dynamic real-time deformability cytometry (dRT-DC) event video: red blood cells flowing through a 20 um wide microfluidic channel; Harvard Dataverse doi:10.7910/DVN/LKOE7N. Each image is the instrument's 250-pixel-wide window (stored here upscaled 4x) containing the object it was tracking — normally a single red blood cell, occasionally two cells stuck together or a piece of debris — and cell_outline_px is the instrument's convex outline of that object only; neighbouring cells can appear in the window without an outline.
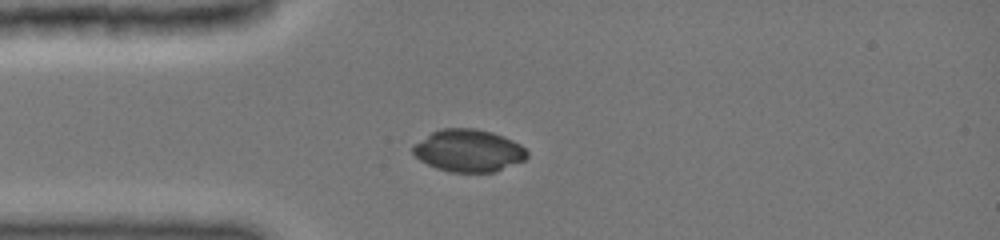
{"species": "common noctule bat (a hibernating species)", "species_latin": "Nyctalus noctula", "temperature_condition": "cold", "stored_images_in_passage": 6, "camera_frame_rate_fps": 3000, "um_per_image_px": 0.085, "animal": {"sex": "female", "body_mass_g": 19.0, "forearm_length_mm": 51.5}, "frame": {"image": 1, "passage_image": 1, "time_ms": 0.0, "image_size_px": [1000, 240], "cell_outline_px": [[528, 156], [524, 160], [496, 172], [452, 172], [436, 168], [420, 160], [412, 152], [412, 144], [432, 132], [440, 128], [472, 128], [492, 132], [504, 136], [520, 144], [528, 152]], "centroid_in_image_um": [39.81, 12.8], "position_along_channel_um": 45.2, "area_um2": 28.26}}
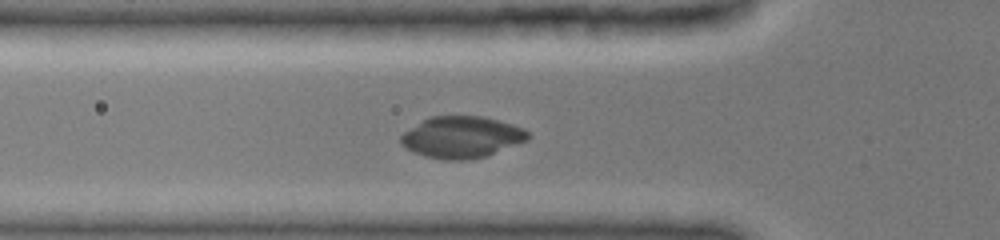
{"frame": {"image": 2, "passage_image": 3, "time_ms": 1.333, "image_size_px": [1000, 240], "cell_outline_px": [[532, 136], [528, 140], [488, 156], [468, 160], [444, 160], [424, 156], [400, 144], [400, 136], [404, 132], [424, 120], [432, 116], [480, 116], [512, 124], [524, 128]], "centroid_in_image_um": [39.28, 11.67], "position_along_channel_um": 86.5, "area_um2": 30.75}}
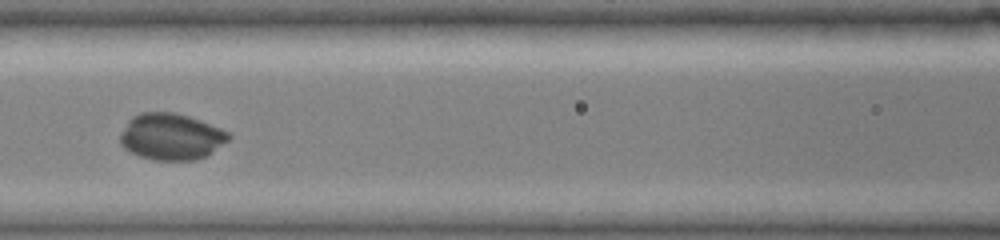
{"frame": {"image": 3, "passage_image": 5, "time_ms": 3.0, "image_size_px": [1000, 240], "cell_outline_px": [[232, 136], [228, 140], [212, 152], [196, 160], [152, 160], [128, 152], [120, 144], [120, 136], [128, 120], [132, 116], [140, 112], [172, 112], [188, 116], [220, 128], [228, 132]], "centroid_in_image_um": [14.51, 11.62], "position_along_channel_um": 152.1, "area_um2": 29.3}}